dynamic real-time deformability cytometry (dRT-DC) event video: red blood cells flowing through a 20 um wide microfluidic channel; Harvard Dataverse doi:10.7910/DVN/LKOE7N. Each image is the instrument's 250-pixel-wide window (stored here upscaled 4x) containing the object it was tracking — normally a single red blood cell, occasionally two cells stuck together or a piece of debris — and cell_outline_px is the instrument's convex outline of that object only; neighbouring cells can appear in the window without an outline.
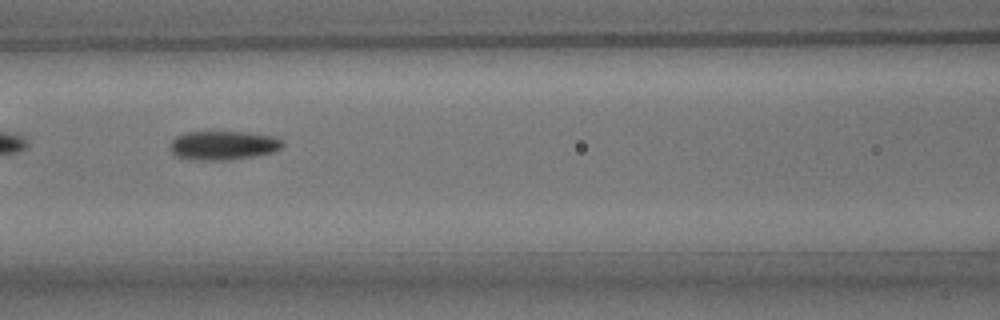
{"species": "common noctule bat (a hibernating species)", "species_latin": "Nyctalus noctula", "temperature_condition": "room temperature", "stored_images_in_passage": 26, "camera_frame_rate_fps": 3000, "um_per_image_px": 0.085, "animal": {"sex": "male", "body_mass_g": 15.6}, "frame": {"image": 1, "passage_image": 8, "time_ms": 2.333, "image_size_px": [1000, 320], "cell_outline_px": [[284, 144], [280, 148], [272, 152], [252, 156], [228, 160], [192, 160], [176, 156], [172, 152], [172, 140], [176, 136], [188, 132], [244, 132], [272, 136], [284, 140]], "centroid_in_image_um": [18.98, 12.36], "position_along_channel_um": 147.6, "area_um2": 18.79}}
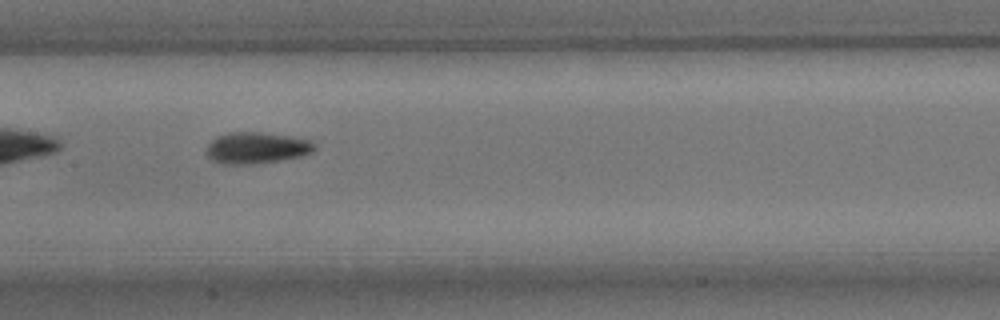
{"frame": {"image": 2, "passage_image": 11, "time_ms": 3.333, "image_size_px": [1000, 320], "cell_outline_px": [[316, 148], [312, 152], [304, 156], [256, 164], [224, 164], [212, 160], [208, 156], [208, 144], [216, 136], [228, 132], [260, 132], [292, 136], [312, 140], [316, 144]], "centroid_in_image_um": [21.86, 12.56], "position_along_channel_um": 185.5, "area_um2": 20.0}, "authors_computed_cell_mechanics": {"area_um2": 18.6983, "velocity_mm_per_s": 3.7896, "shape_relaxation_time_tau1_ms": 2.8217, "shape_relaxation_time_tau2_ms": 3.1662, "deformation_change_tau1": 0.1281, "deformation_change_tau2": 0.0999}}